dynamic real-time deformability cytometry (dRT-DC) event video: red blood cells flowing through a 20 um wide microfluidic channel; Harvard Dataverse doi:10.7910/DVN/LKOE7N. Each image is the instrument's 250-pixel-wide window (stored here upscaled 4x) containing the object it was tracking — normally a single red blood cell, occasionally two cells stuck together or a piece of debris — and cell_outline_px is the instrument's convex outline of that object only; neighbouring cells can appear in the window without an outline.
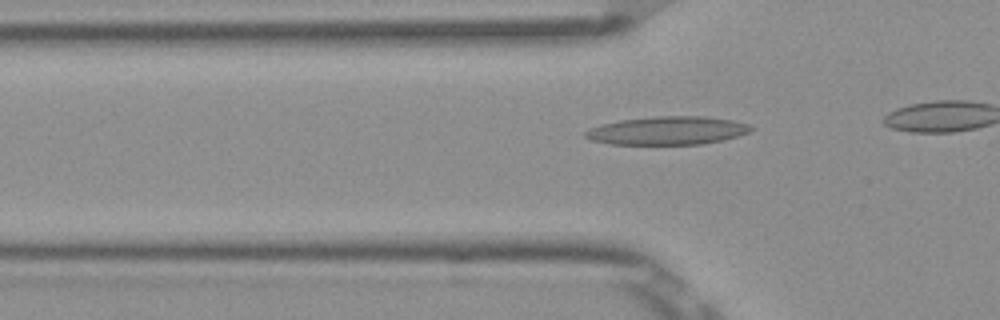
{"species": "Egyptian fruit bat (a non-hibernating species)", "species_latin": "Rousettus aegyptiacus", "temperature_condition": "room temperature", "stored_images_in_passage": 19, "camera_frame_rate_fps": 3000, "um_per_image_px": 0.085, "frame": {"image": 1, "passage_image": 14, "time_ms": 4.333, "image_size_px": [1000, 320], "cell_outline_px": [[756, 128], [748, 132], [736, 136], [720, 140], [700, 144], [608, 144], [592, 140], [584, 136], [584, 132], [588, 128], [600, 124], [620, 120], [656, 116], [704, 116], [732, 120], [748, 124]], "centroid_in_image_um": [56.69, 11.09], "position_along_channel_um": 69.1, "area_um2": 27.22}}